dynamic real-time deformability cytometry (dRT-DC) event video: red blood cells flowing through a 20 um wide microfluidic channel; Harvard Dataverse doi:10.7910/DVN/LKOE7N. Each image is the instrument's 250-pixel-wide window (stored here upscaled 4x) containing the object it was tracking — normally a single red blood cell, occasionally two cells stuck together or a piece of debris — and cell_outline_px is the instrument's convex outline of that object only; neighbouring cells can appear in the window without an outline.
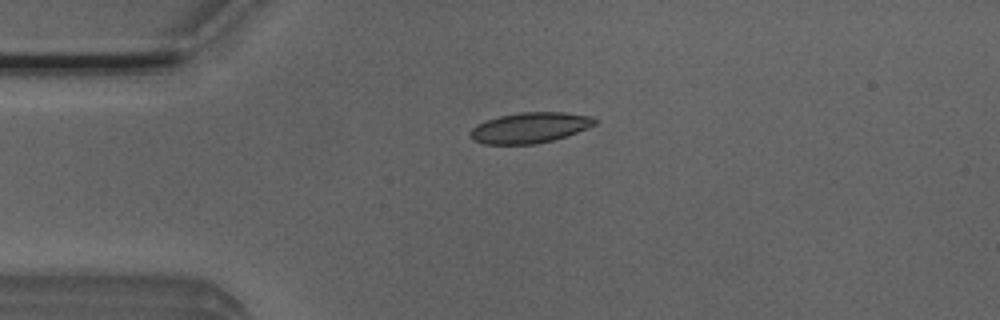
{"species": "Egyptian fruit bat (a non-hibernating species)", "species_latin": "Rousettus aegyptiacus", "temperature_condition": "room temperature", "stored_images_in_passage": 5, "camera_frame_rate_fps": 3000, "um_per_image_px": 0.085, "animal": {"sex": "male"}, "frame": {"image": 1, "passage_image": 4, "time_ms": 1.0, "image_size_px": [1000, 320], "cell_outline_px": [[596, 124], [576, 132], [552, 140], [536, 144], [484, 144], [476, 140], [468, 132], [476, 124], [500, 116], [520, 112], [564, 112], [592, 116], [596, 120]], "centroid_in_image_um": [45.04, 10.85], "position_along_channel_um": 40.0, "area_um2": 21.91}}